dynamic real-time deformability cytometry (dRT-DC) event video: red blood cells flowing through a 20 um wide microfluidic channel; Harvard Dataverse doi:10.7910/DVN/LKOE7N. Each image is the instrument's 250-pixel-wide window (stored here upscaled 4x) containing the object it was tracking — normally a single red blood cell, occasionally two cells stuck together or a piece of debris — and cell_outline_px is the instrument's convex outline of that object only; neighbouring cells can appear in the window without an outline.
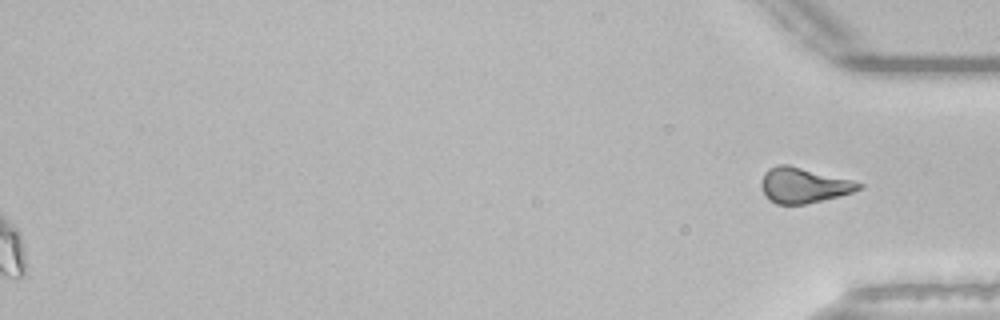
{"species": "common noctule bat (a hibernating species)", "species_latin": "Nyctalus noctula", "temperature_condition": "room temperature", "stored_images_in_passage": 54, "segment_of_instrument_passage": [2, 2], "camera_frame_rate_fps": 3000, "um_per_image_px": 0.085, "animal": {"sex": "male", "body_mass_g": 21.5, "forearm_length_mm": 52.0}, "frame": {"image": 1, "passage_image": 54, "time_ms": 17.667, "image_size_px": [1000, 320], "cell_outline_px": [[864, 188], [852, 192], [804, 204], [776, 204], [768, 200], [760, 184], [760, 180], [764, 172], [768, 168], [776, 164], [788, 164], [852, 180], [864, 184]], "centroid_in_image_um": [68.26, 15.73], "position_along_channel_um": 366.9, "area_um2": 20.06}}